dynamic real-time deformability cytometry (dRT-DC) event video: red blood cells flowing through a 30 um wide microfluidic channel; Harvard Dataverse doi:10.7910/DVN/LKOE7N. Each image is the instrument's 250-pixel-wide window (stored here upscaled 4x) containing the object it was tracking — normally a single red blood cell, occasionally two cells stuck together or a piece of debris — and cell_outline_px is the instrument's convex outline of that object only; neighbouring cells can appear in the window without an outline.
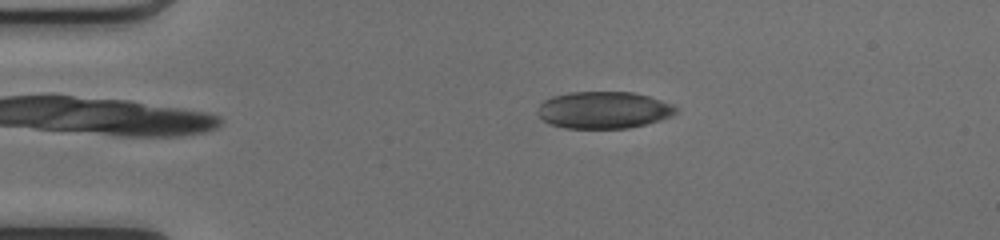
{"species": "common noctule bat (a hibernating species)", "species_latin": "Nyctalus noctula", "temperature_condition": "cold", "stored_images_in_passage": 40, "camera_frame_rate_fps": 3000, "um_per_image_px": 0.085, "animal": {"sex": "female", "body_mass_g": 17.0, "forearm_length_mm": 48.0}, "frame": {"image": 1, "passage_image": 5, "time_ms": 1.333, "image_size_px": [1000, 240], "cell_outline_px": [[676, 112], [668, 116], [644, 124], [628, 128], [564, 128], [548, 124], [536, 112], [540, 104], [544, 100], [552, 96], [568, 92], [632, 92], [648, 96], [672, 104], [676, 108]], "centroid_in_image_um": [51.23, 9.35], "position_along_channel_um": 33.8, "area_um2": 29.54}}